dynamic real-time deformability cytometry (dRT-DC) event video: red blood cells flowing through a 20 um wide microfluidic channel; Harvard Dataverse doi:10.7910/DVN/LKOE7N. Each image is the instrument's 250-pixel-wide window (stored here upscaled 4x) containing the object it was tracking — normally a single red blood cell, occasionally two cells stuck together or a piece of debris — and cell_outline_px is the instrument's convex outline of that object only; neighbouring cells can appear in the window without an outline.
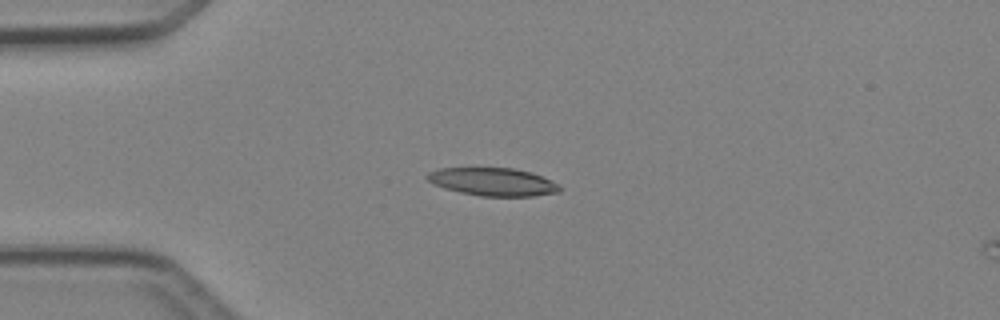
{"species": "Egyptian fruit bat (a non-hibernating species)", "species_latin": "Rousettus aegyptiacus", "temperature_condition": "cold", "stored_images_in_passage": 6, "camera_frame_rate_fps": 3000, "um_per_image_px": 0.085, "animal": {"sex": "female"}, "frame": {"image": 1, "passage_image": 4, "time_ms": 3.667, "image_size_px": [1000, 320], "cell_outline_px": [[560, 192], [532, 196], [480, 196], [460, 192], [444, 188], [432, 184], [424, 176], [428, 172], [440, 168], [512, 168], [532, 172], [552, 180], [560, 184]], "centroid_in_image_um": [41.9, 15.45], "position_along_channel_um": 43.1, "area_um2": 21.73}}
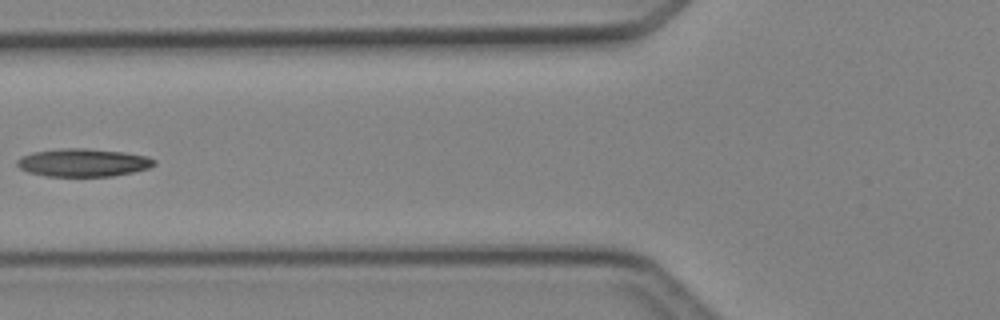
{"frame": {"image": 2, "passage_image": 6, "time_ms": 6.0, "image_size_px": [1000, 320], "cell_outline_px": [[156, 164], [148, 168], [132, 172], [112, 176], [44, 176], [28, 172], [20, 168], [16, 164], [16, 160], [32, 152], [64, 148], [88, 148], [124, 152], [148, 156], [156, 160]], "centroid_in_image_um": [7.08, 13.82], "position_along_channel_um": 118.7, "area_um2": 22.37}}